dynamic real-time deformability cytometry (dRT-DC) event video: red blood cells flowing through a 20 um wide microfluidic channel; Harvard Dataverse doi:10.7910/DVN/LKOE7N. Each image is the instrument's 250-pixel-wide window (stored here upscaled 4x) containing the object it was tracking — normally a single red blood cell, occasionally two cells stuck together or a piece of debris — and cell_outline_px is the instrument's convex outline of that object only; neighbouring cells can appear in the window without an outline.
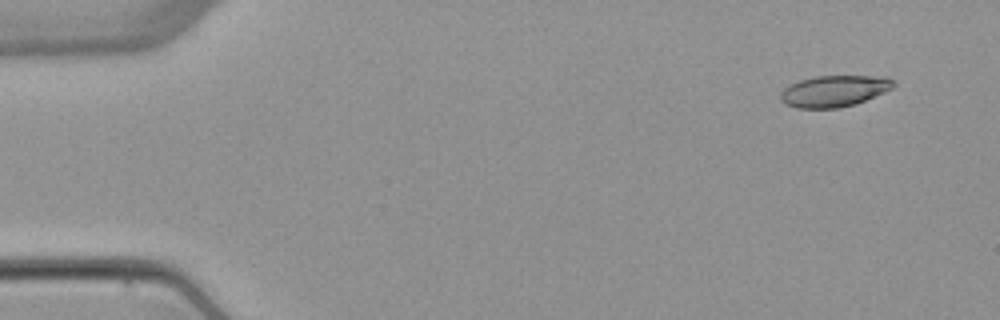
{"species": "common noctule bat (a hibernating species)", "species_latin": "Nyctalus noctula", "temperature_condition": "warm", "stored_images_in_passage": 4, "camera_frame_rate_fps": 3000, "um_per_image_px": 0.085, "animal": {"sex": "female", "body_mass_g": 22.7, "forearm_length_mm": 54.2}, "frame": {"image": 1, "passage_image": 1, "time_ms": 0.0, "image_size_px": [1000, 320], "cell_outline_px": [[896, 84], [892, 88], [884, 92], [856, 104], [840, 108], [796, 108], [784, 104], [780, 100], [780, 92], [784, 88], [800, 80], [812, 76], [888, 76]], "centroid_in_image_um": [70.89, 7.74], "position_along_channel_um": 14.1, "area_um2": 20.81}}
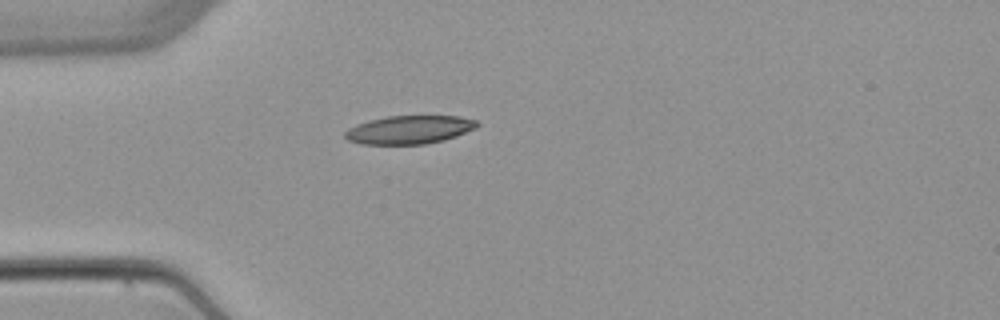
{"frame": {"image": 2, "passage_image": 4, "time_ms": 3.667, "image_size_px": [1000, 320], "cell_outline_px": [[480, 124], [476, 128], [456, 136], [444, 140], [424, 144], [360, 144], [348, 140], [344, 136], [344, 132], [348, 128], [356, 124], [368, 120], [388, 116], [460, 116], [476, 120]], "centroid_in_image_um": [34.78, 11.02], "position_along_channel_um": 50.2, "area_um2": 21.91}}